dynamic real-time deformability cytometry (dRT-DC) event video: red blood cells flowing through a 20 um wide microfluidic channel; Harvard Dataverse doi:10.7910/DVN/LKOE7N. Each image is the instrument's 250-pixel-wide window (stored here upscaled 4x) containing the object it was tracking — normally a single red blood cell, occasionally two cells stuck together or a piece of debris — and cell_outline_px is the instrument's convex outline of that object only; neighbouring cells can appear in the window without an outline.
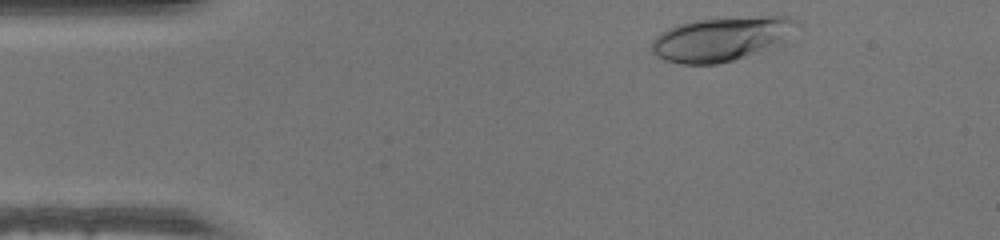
{"species": "human", "species_latin": "Homo sapiens", "temperature_condition": "warm", "stored_images_in_passage": 36, "camera_frame_rate_fps": 3000, "um_per_image_px": 0.085, "donor": {"sex": "male"}, "frame": {"image": 1, "passage_image": 1, "time_ms": 0.0, "image_size_px": [1000, 240], "cell_outline_px": [[800, 24], [776, 40], [752, 52], [732, 60], [716, 64], [680, 64], [664, 60], [652, 52], [652, 40], [660, 32], [676, 24], [696, 20], [764, 16], [784, 16], [800, 20]], "centroid_in_image_um": [61.13, 3.28], "position_along_channel_um": 23.9, "area_um2": 35.72}}
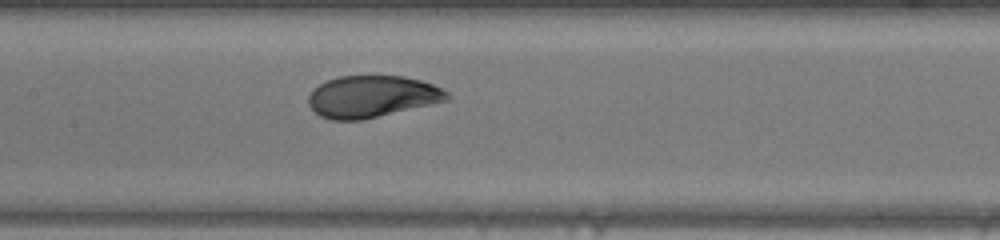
{"frame": {"image": 2, "passage_image": 17, "time_ms": 5.333, "image_size_px": [1000, 240], "cell_outline_px": [[452, 96], [448, 100], [432, 104], [360, 120], [332, 120], [320, 116], [308, 104], [308, 96], [312, 88], [328, 80], [340, 76], [404, 76], [420, 80], [432, 84], [448, 92]], "centroid_in_image_um": [31.61, 8.2], "position_along_channel_um": 175.8, "area_um2": 33.64}}
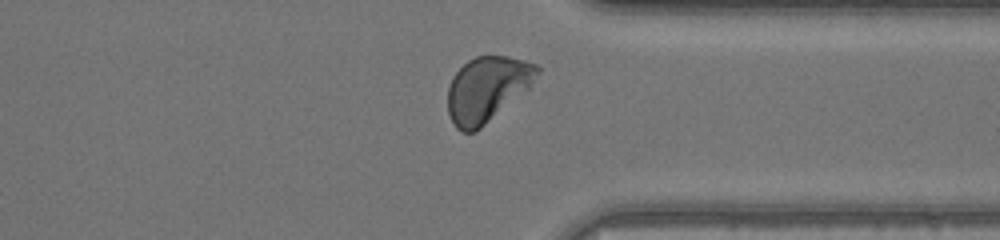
{"frame": {"image": 3, "passage_image": 31, "time_ms": 10.0, "image_size_px": [1000, 240], "cell_outline_px": [[540, 72], [532, 88], [476, 132], [460, 132], [456, 128], [448, 112], [448, 88], [452, 76], [468, 60], [476, 56], [508, 56], [524, 60], [536, 64], [540, 68]], "centroid_in_image_um": [41.45, 7.58], "position_along_channel_um": 369.9, "area_um2": 34.56}}